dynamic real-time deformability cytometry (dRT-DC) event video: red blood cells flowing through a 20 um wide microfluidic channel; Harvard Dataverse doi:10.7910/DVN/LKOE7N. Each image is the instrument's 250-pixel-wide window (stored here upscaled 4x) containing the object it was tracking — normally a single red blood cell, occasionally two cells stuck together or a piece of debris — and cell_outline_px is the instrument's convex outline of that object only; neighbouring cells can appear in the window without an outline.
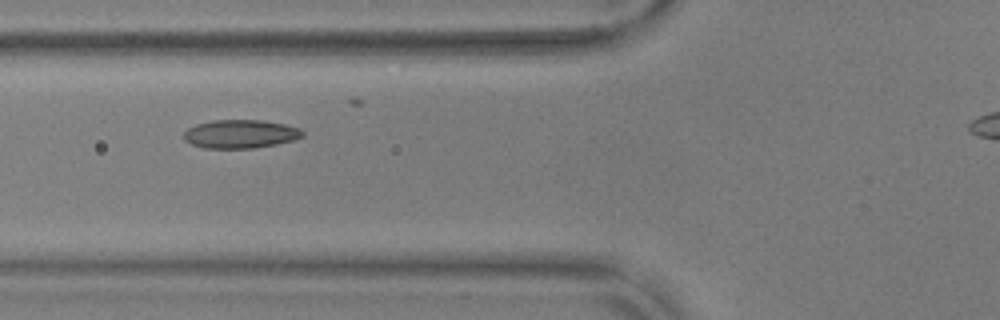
{"species": "common noctule bat (a hibernating species)", "species_latin": "Nyctalus noctula", "temperature_condition": "warm", "stored_images_in_passage": 33, "camera_frame_rate_fps": 3000, "um_per_image_px": 0.085, "animal": {"sex": "male", "body_mass_g": 17.9, "forearm_length_mm": 54.2}, "frame": {"image": 1, "passage_image": 11, "time_ms": 3.333, "image_size_px": [1000, 320], "cell_outline_px": [[304, 136], [292, 140], [276, 144], [256, 148], [204, 148], [192, 144], [184, 140], [184, 132], [188, 128], [196, 124], [212, 120], [264, 120], [284, 124], [300, 128], [304, 132]], "centroid_in_image_um": [20.44, 11.38], "position_along_channel_um": 105.4, "area_um2": 19.77}}
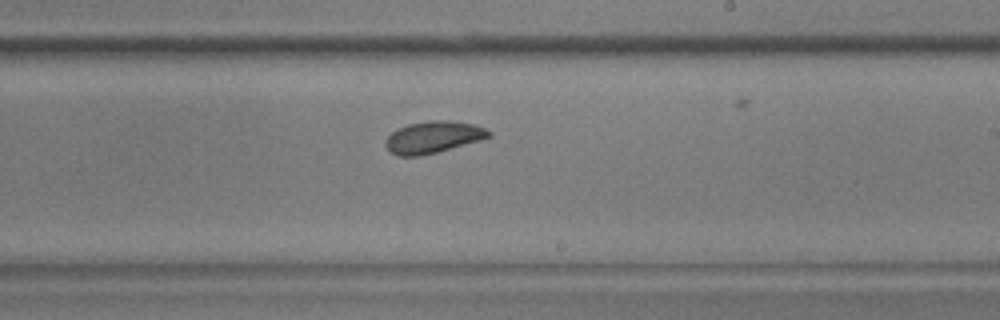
{"frame": {"image": 2, "passage_image": 23, "time_ms": 7.333, "image_size_px": [1000, 320], "cell_outline_px": [[492, 136], [480, 140], [436, 152], [420, 156], [400, 156], [392, 152], [384, 144], [384, 140], [396, 128], [408, 124], [428, 120], [448, 120], [472, 124], [484, 128], [492, 132]], "centroid_in_image_um": [36.8, 11.64], "position_along_channel_um": 252.2, "area_um2": 19.07}}
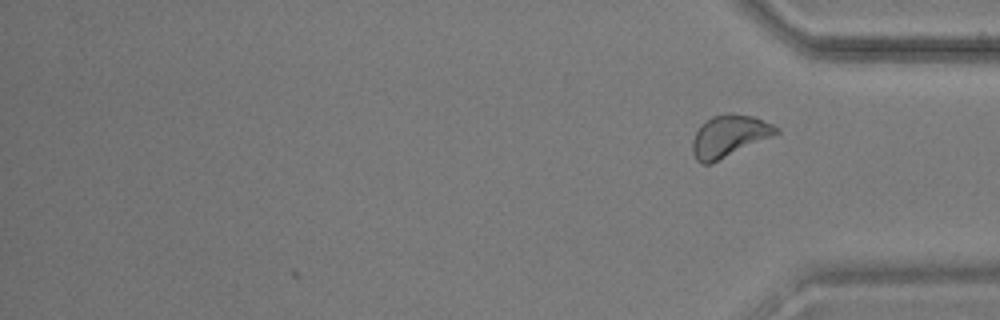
{"frame": {"image": 3, "passage_image": 33, "time_ms": 10.667, "image_size_px": [1000, 320], "cell_outline_px": [[780, 132], [772, 136], [712, 164], [700, 164], [696, 160], [692, 152], [692, 140], [700, 124], [712, 116], [752, 116], [772, 124], [780, 128]], "centroid_in_image_um": [61.94, 11.62], "position_along_channel_um": 373.3, "area_um2": 20.0}, "authors_computed_cell_mechanics": {"area_um2": 19.074, "velocity_mm_per_s": 3.6679, "shape_relaxation_time_tau1_ms": null, "shape_relaxation_time_tau2_ms": 4.7548, "deformation_change_tau1": null, "deformation_change_tau2": 0.0794}}